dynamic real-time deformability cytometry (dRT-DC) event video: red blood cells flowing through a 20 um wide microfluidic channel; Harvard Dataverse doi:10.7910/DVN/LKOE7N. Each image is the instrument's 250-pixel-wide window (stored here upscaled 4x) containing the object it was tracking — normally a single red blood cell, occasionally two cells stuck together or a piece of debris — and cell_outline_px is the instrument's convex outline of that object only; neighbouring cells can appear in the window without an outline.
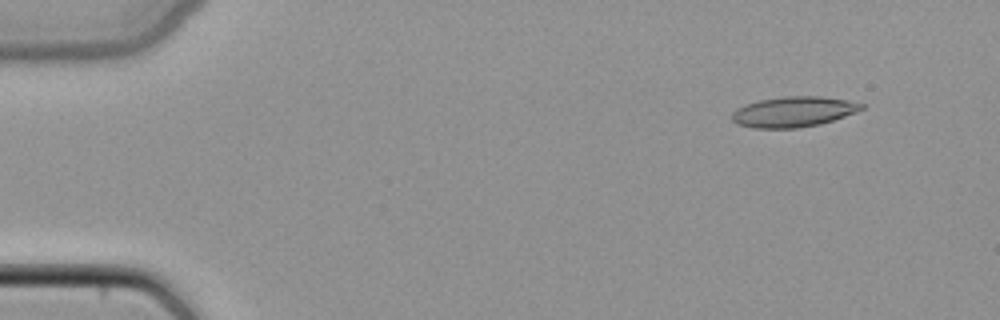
{"species": "common noctule bat (a hibernating species)", "species_latin": "Nyctalus noctula", "temperature_condition": "cold", "stored_images_in_passage": 6, "camera_frame_rate_fps": 3000, "um_per_image_px": 0.085, "animal": {"sex": "female", "body_mass_g": 22.7, "forearm_length_mm": 54.2}, "frame": {"image": 1, "passage_image": 5, "time_ms": 1.333, "image_size_px": [1000, 320], "cell_outline_px": [[864, 108], [856, 112], [820, 124], [796, 128], [752, 128], [736, 124], [732, 120], [732, 112], [736, 108], [760, 100], [784, 96], [820, 96], [848, 100], [864, 104]], "centroid_in_image_um": [67.43, 9.5], "position_along_channel_um": 17.6, "area_um2": 22.89}}